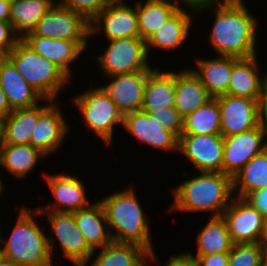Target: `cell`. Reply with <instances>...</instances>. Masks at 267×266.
<instances>
[{
	"mask_svg": "<svg viewBox=\"0 0 267 266\" xmlns=\"http://www.w3.org/2000/svg\"><path fill=\"white\" fill-rule=\"evenodd\" d=\"M208 10L215 18L207 41L217 56L250 58L257 55L258 19L243 0H225L199 10L196 15L203 11L209 13Z\"/></svg>",
	"mask_w": 267,
	"mask_h": 266,
	"instance_id": "cell-1",
	"label": "cell"
},
{
	"mask_svg": "<svg viewBox=\"0 0 267 266\" xmlns=\"http://www.w3.org/2000/svg\"><path fill=\"white\" fill-rule=\"evenodd\" d=\"M172 188L170 210L177 212H210L221 216L234 197L232 178L223 172H199Z\"/></svg>",
	"mask_w": 267,
	"mask_h": 266,
	"instance_id": "cell-2",
	"label": "cell"
},
{
	"mask_svg": "<svg viewBox=\"0 0 267 266\" xmlns=\"http://www.w3.org/2000/svg\"><path fill=\"white\" fill-rule=\"evenodd\" d=\"M133 188V185L129 188L125 187L99 201L106 215L112 241L137 244L152 254L155 249L151 242L148 217H146Z\"/></svg>",
	"mask_w": 267,
	"mask_h": 266,
	"instance_id": "cell-3",
	"label": "cell"
},
{
	"mask_svg": "<svg viewBox=\"0 0 267 266\" xmlns=\"http://www.w3.org/2000/svg\"><path fill=\"white\" fill-rule=\"evenodd\" d=\"M39 215L36 208L21 207L11 234L2 239L5 258L20 266H54L45 226L42 228L35 219Z\"/></svg>",
	"mask_w": 267,
	"mask_h": 266,
	"instance_id": "cell-4",
	"label": "cell"
},
{
	"mask_svg": "<svg viewBox=\"0 0 267 266\" xmlns=\"http://www.w3.org/2000/svg\"><path fill=\"white\" fill-rule=\"evenodd\" d=\"M29 85L45 99L58 100L71 79L52 61L36 53L23 39L5 55Z\"/></svg>",
	"mask_w": 267,
	"mask_h": 266,
	"instance_id": "cell-5",
	"label": "cell"
},
{
	"mask_svg": "<svg viewBox=\"0 0 267 266\" xmlns=\"http://www.w3.org/2000/svg\"><path fill=\"white\" fill-rule=\"evenodd\" d=\"M85 90L72 97L73 105L80 109L84 125L109 146L113 143L115 126L123 127L124 116L99 85Z\"/></svg>",
	"mask_w": 267,
	"mask_h": 266,
	"instance_id": "cell-6",
	"label": "cell"
},
{
	"mask_svg": "<svg viewBox=\"0 0 267 266\" xmlns=\"http://www.w3.org/2000/svg\"><path fill=\"white\" fill-rule=\"evenodd\" d=\"M107 48L97 56L100 69L106 77L154 69L149 62L146 41L140 37L108 41Z\"/></svg>",
	"mask_w": 267,
	"mask_h": 266,
	"instance_id": "cell-7",
	"label": "cell"
},
{
	"mask_svg": "<svg viewBox=\"0 0 267 266\" xmlns=\"http://www.w3.org/2000/svg\"><path fill=\"white\" fill-rule=\"evenodd\" d=\"M48 220L51 227L50 235L54 234L55 238L48 236V245L51 256L56 241L59 242L63 255L68 258L73 266H85L90 261L93 250L85 241L84 235L76 226L73 213L57 211H39Z\"/></svg>",
	"mask_w": 267,
	"mask_h": 266,
	"instance_id": "cell-8",
	"label": "cell"
},
{
	"mask_svg": "<svg viewBox=\"0 0 267 266\" xmlns=\"http://www.w3.org/2000/svg\"><path fill=\"white\" fill-rule=\"evenodd\" d=\"M26 35L68 41H89L90 23L79 13L62 6L58 0Z\"/></svg>",
	"mask_w": 267,
	"mask_h": 266,
	"instance_id": "cell-9",
	"label": "cell"
},
{
	"mask_svg": "<svg viewBox=\"0 0 267 266\" xmlns=\"http://www.w3.org/2000/svg\"><path fill=\"white\" fill-rule=\"evenodd\" d=\"M224 151L222 172L233 178L254 156L267 148V127H258L231 136L223 137Z\"/></svg>",
	"mask_w": 267,
	"mask_h": 266,
	"instance_id": "cell-10",
	"label": "cell"
},
{
	"mask_svg": "<svg viewBox=\"0 0 267 266\" xmlns=\"http://www.w3.org/2000/svg\"><path fill=\"white\" fill-rule=\"evenodd\" d=\"M221 216L233 244L261 242L265 218L244 198L234 196Z\"/></svg>",
	"mask_w": 267,
	"mask_h": 266,
	"instance_id": "cell-11",
	"label": "cell"
},
{
	"mask_svg": "<svg viewBox=\"0 0 267 266\" xmlns=\"http://www.w3.org/2000/svg\"><path fill=\"white\" fill-rule=\"evenodd\" d=\"M125 2H109L101 13L90 22V37L93 38L99 33L100 35L104 34L108 41L140 37L136 3L132 8Z\"/></svg>",
	"mask_w": 267,
	"mask_h": 266,
	"instance_id": "cell-12",
	"label": "cell"
},
{
	"mask_svg": "<svg viewBox=\"0 0 267 266\" xmlns=\"http://www.w3.org/2000/svg\"><path fill=\"white\" fill-rule=\"evenodd\" d=\"M223 151L221 134H182L179 137L178 152L199 172H222Z\"/></svg>",
	"mask_w": 267,
	"mask_h": 266,
	"instance_id": "cell-13",
	"label": "cell"
},
{
	"mask_svg": "<svg viewBox=\"0 0 267 266\" xmlns=\"http://www.w3.org/2000/svg\"><path fill=\"white\" fill-rule=\"evenodd\" d=\"M123 128L138 142L167 152H178L179 138L165 129L155 112L134 111L124 115Z\"/></svg>",
	"mask_w": 267,
	"mask_h": 266,
	"instance_id": "cell-14",
	"label": "cell"
},
{
	"mask_svg": "<svg viewBox=\"0 0 267 266\" xmlns=\"http://www.w3.org/2000/svg\"><path fill=\"white\" fill-rule=\"evenodd\" d=\"M43 174L54 201L43 206L44 208L37 207L38 211L73 213L91 204L86 197L85 185L80 178L64 172L50 175L43 172Z\"/></svg>",
	"mask_w": 267,
	"mask_h": 266,
	"instance_id": "cell-15",
	"label": "cell"
},
{
	"mask_svg": "<svg viewBox=\"0 0 267 266\" xmlns=\"http://www.w3.org/2000/svg\"><path fill=\"white\" fill-rule=\"evenodd\" d=\"M215 98L220 108L223 137L242 133L261 124L258 99L227 94Z\"/></svg>",
	"mask_w": 267,
	"mask_h": 266,
	"instance_id": "cell-16",
	"label": "cell"
},
{
	"mask_svg": "<svg viewBox=\"0 0 267 266\" xmlns=\"http://www.w3.org/2000/svg\"><path fill=\"white\" fill-rule=\"evenodd\" d=\"M152 70L115 74L107 77L111 82L100 87L124 116L142 109L146 82Z\"/></svg>",
	"mask_w": 267,
	"mask_h": 266,
	"instance_id": "cell-17",
	"label": "cell"
},
{
	"mask_svg": "<svg viewBox=\"0 0 267 266\" xmlns=\"http://www.w3.org/2000/svg\"><path fill=\"white\" fill-rule=\"evenodd\" d=\"M61 111L58 100H54L39 116L32 132L30 144L47 158L56 153L69 134L68 122Z\"/></svg>",
	"mask_w": 267,
	"mask_h": 266,
	"instance_id": "cell-18",
	"label": "cell"
},
{
	"mask_svg": "<svg viewBox=\"0 0 267 266\" xmlns=\"http://www.w3.org/2000/svg\"><path fill=\"white\" fill-rule=\"evenodd\" d=\"M36 53L54 62L70 79L71 65L86 52L88 41H68L51 39L36 35L22 38Z\"/></svg>",
	"mask_w": 267,
	"mask_h": 266,
	"instance_id": "cell-19",
	"label": "cell"
},
{
	"mask_svg": "<svg viewBox=\"0 0 267 266\" xmlns=\"http://www.w3.org/2000/svg\"><path fill=\"white\" fill-rule=\"evenodd\" d=\"M194 11L179 7L163 25L154 32L146 41V49L148 56L151 48L166 51L176 50L181 48L186 42L190 34Z\"/></svg>",
	"mask_w": 267,
	"mask_h": 266,
	"instance_id": "cell-20",
	"label": "cell"
},
{
	"mask_svg": "<svg viewBox=\"0 0 267 266\" xmlns=\"http://www.w3.org/2000/svg\"><path fill=\"white\" fill-rule=\"evenodd\" d=\"M0 86L12 110L34 107L45 99L27 83L5 55L0 56Z\"/></svg>",
	"mask_w": 267,
	"mask_h": 266,
	"instance_id": "cell-21",
	"label": "cell"
},
{
	"mask_svg": "<svg viewBox=\"0 0 267 266\" xmlns=\"http://www.w3.org/2000/svg\"><path fill=\"white\" fill-rule=\"evenodd\" d=\"M212 98L190 67L175 72L174 107L183 118L205 105Z\"/></svg>",
	"mask_w": 267,
	"mask_h": 266,
	"instance_id": "cell-22",
	"label": "cell"
},
{
	"mask_svg": "<svg viewBox=\"0 0 267 266\" xmlns=\"http://www.w3.org/2000/svg\"><path fill=\"white\" fill-rule=\"evenodd\" d=\"M54 100L44 99L45 104H38L30 108L14 109L3 120L2 144L21 145L30 144L32 132L38 122L40 114ZM47 103V104H46Z\"/></svg>",
	"mask_w": 267,
	"mask_h": 266,
	"instance_id": "cell-23",
	"label": "cell"
},
{
	"mask_svg": "<svg viewBox=\"0 0 267 266\" xmlns=\"http://www.w3.org/2000/svg\"><path fill=\"white\" fill-rule=\"evenodd\" d=\"M73 217L76 226L93 251L113 242L108 230L106 215L99 200L91 203L87 208L73 212Z\"/></svg>",
	"mask_w": 267,
	"mask_h": 266,
	"instance_id": "cell-24",
	"label": "cell"
},
{
	"mask_svg": "<svg viewBox=\"0 0 267 266\" xmlns=\"http://www.w3.org/2000/svg\"><path fill=\"white\" fill-rule=\"evenodd\" d=\"M257 56L232 57V75L227 95L259 99L264 74H260ZM261 75V76H260Z\"/></svg>",
	"mask_w": 267,
	"mask_h": 266,
	"instance_id": "cell-25",
	"label": "cell"
},
{
	"mask_svg": "<svg viewBox=\"0 0 267 266\" xmlns=\"http://www.w3.org/2000/svg\"><path fill=\"white\" fill-rule=\"evenodd\" d=\"M194 62L197 68L191 69L213 98L228 92L232 75L231 56H216L212 59L195 58Z\"/></svg>",
	"mask_w": 267,
	"mask_h": 266,
	"instance_id": "cell-26",
	"label": "cell"
},
{
	"mask_svg": "<svg viewBox=\"0 0 267 266\" xmlns=\"http://www.w3.org/2000/svg\"><path fill=\"white\" fill-rule=\"evenodd\" d=\"M175 72L154 68L148 75L145 86L142 111H162L174 107Z\"/></svg>",
	"mask_w": 267,
	"mask_h": 266,
	"instance_id": "cell-27",
	"label": "cell"
},
{
	"mask_svg": "<svg viewBox=\"0 0 267 266\" xmlns=\"http://www.w3.org/2000/svg\"><path fill=\"white\" fill-rule=\"evenodd\" d=\"M96 252L97 250H94L90 257L93 261L85 266H144L151 256V253L140 245L116 242L101 248L98 254Z\"/></svg>",
	"mask_w": 267,
	"mask_h": 266,
	"instance_id": "cell-28",
	"label": "cell"
},
{
	"mask_svg": "<svg viewBox=\"0 0 267 266\" xmlns=\"http://www.w3.org/2000/svg\"><path fill=\"white\" fill-rule=\"evenodd\" d=\"M47 156L31 144L11 145L2 144L0 166L6 173L18 179H24L41 159Z\"/></svg>",
	"mask_w": 267,
	"mask_h": 266,
	"instance_id": "cell-29",
	"label": "cell"
},
{
	"mask_svg": "<svg viewBox=\"0 0 267 266\" xmlns=\"http://www.w3.org/2000/svg\"><path fill=\"white\" fill-rule=\"evenodd\" d=\"M55 0H11L9 22L22 39L55 4Z\"/></svg>",
	"mask_w": 267,
	"mask_h": 266,
	"instance_id": "cell-30",
	"label": "cell"
},
{
	"mask_svg": "<svg viewBox=\"0 0 267 266\" xmlns=\"http://www.w3.org/2000/svg\"><path fill=\"white\" fill-rule=\"evenodd\" d=\"M178 8L174 0H137L140 38L147 41Z\"/></svg>",
	"mask_w": 267,
	"mask_h": 266,
	"instance_id": "cell-31",
	"label": "cell"
},
{
	"mask_svg": "<svg viewBox=\"0 0 267 266\" xmlns=\"http://www.w3.org/2000/svg\"><path fill=\"white\" fill-rule=\"evenodd\" d=\"M235 197L246 198L251 192L267 187V148L249 160L232 178Z\"/></svg>",
	"mask_w": 267,
	"mask_h": 266,
	"instance_id": "cell-32",
	"label": "cell"
},
{
	"mask_svg": "<svg viewBox=\"0 0 267 266\" xmlns=\"http://www.w3.org/2000/svg\"><path fill=\"white\" fill-rule=\"evenodd\" d=\"M195 255L230 252L233 246L227 225L222 216L211 217L197 233Z\"/></svg>",
	"mask_w": 267,
	"mask_h": 266,
	"instance_id": "cell-33",
	"label": "cell"
},
{
	"mask_svg": "<svg viewBox=\"0 0 267 266\" xmlns=\"http://www.w3.org/2000/svg\"><path fill=\"white\" fill-rule=\"evenodd\" d=\"M182 134H221V113L218 100L212 98L205 105L184 117Z\"/></svg>",
	"mask_w": 267,
	"mask_h": 266,
	"instance_id": "cell-34",
	"label": "cell"
},
{
	"mask_svg": "<svg viewBox=\"0 0 267 266\" xmlns=\"http://www.w3.org/2000/svg\"><path fill=\"white\" fill-rule=\"evenodd\" d=\"M265 256L261 243L233 244L228 266H264Z\"/></svg>",
	"mask_w": 267,
	"mask_h": 266,
	"instance_id": "cell-35",
	"label": "cell"
},
{
	"mask_svg": "<svg viewBox=\"0 0 267 266\" xmlns=\"http://www.w3.org/2000/svg\"><path fill=\"white\" fill-rule=\"evenodd\" d=\"M58 2L81 14L89 23L109 4L107 0H59Z\"/></svg>",
	"mask_w": 267,
	"mask_h": 266,
	"instance_id": "cell-36",
	"label": "cell"
},
{
	"mask_svg": "<svg viewBox=\"0 0 267 266\" xmlns=\"http://www.w3.org/2000/svg\"><path fill=\"white\" fill-rule=\"evenodd\" d=\"M159 122L178 138L183 131V117L175 107H167L162 111H154Z\"/></svg>",
	"mask_w": 267,
	"mask_h": 266,
	"instance_id": "cell-37",
	"label": "cell"
},
{
	"mask_svg": "<svg viewBox=\"0 0 267 266\" xmlns=\"http://www.w3.org/2000/svg\"><path fill=\"white\" fill-rule=\"evenodd\" d=\"M21 38L14 32L9 21H0V55L4 56L15 47Z\"/></svg>",
	"mask_w": 267,
	"mask_h": 266,
	"instance_id": "cell-38",
	"label": "cell"
},
{
	"mask_svg": "<svg viewBox=\"0 0 267 266\" xmlns=\"http://www.w3.org/2000/svg\"><path fill=\"white\" fill-rule=\"evenodd\" d=\"M188 253L197 259L199 266H228L229 252L196 256L190 251Z\"/></svg>",
	"mask_w": 267,
	"mask_h": 266,
	"instance_id": "cell-39",
	"label": "cell"
},
{
	"mask_svg": "<svg viewBox=\"0 0 267 266\" xmlns=\"http://www.w3.org/2000/svg\"><path fill=\"white\" fill-rule=\"evenodd\" d=\"M245 200L257 209L264 218L267 217V187L251 192Z\"/></svg>",
	"mask_w": 267,
	"mask_h": 266,
	"instance_id": "cell-40",
	"label": "cell"
},
{
	"mask_svg": "<svg viewBox=\"0 0 267 266\" xmlns=\"http://www.w3.org/2000/svg\"><path fill=\"white\" fill-rule=\"evenodd\" d=\"M174 1L176 3L178 2L177 3L178 7H181L179 6V3H181V5L183 4L182 8L186 6V9L194 11L196 13L201 9L220 4L225 0H174Z\"/></svg>",
	"mask_w": 267,
	"mask_h": 266,
	"instance_id": "cell-41",
	"label": "cell"
},
{
	"mask_svg": "<svg viewBox=\"0 0 267 266\" xmlns=\"http://www.w3.org/2000/svg\"><path fill=\"white\" fill-rule=\"evenodd\" d=\"M163 266H199L197 259L188 252L170 256Z\"/></svg>",
	"mask_w": 267,
	"mask_h": 266,
	"instance_id": "cell-42",
	"label": "cell"
},
{
	"mask_svg": "<svg viewBox=\"0 0 267 266\" xmlns=\"http://www.w3.org/2000/svg\"><path fill=\"white\" fill-rule=\"evenodd\" d=\"M265 73L263 76L261 93L258 99V107L260 121L267 127V72Z\"/></svg>",
	"mask_w": 267,
	"mask_h": 266,
	"instance_id": "cell-43",
	"label": "cell"
},
{
	"mask_svg": "<svg viewBox=\"0 0 267 266\" xmlns=\"http://www.w3.org/2000/svg\"><path fill=\"white\" fill-rule=\"evenodd\" d=\"M11 112L12 109L10 108L6 95L0 86V118L4 120Z\"/></svg>",
	"mask_w": 267,
	"mask_h": 266,
	"instance_id": "cell-44",
	"label": "cell"
},
{
	"mask_svg": "<svg viewBox=\"0 0 267 266\" xmlns=\"http://www.w3.org/2000/svg\"><path fill=\"white\" fill-rule=\"evenodd\" d=\"M11 0H0V21H9Z\"/></svg>",
	"mask_w": 267,
	"mask_h": 266,
	"instance_id": "cell-45",
	"label": "cell"
},
{
	"mask_svg": "<svg viewBox=\"0 0 267 266\" xmlns=\"http://www.w3.org/2000/svg\"><path fill=\"white\" fill-rule=\"evenodd\" d=\"M260 243L265 248V251L267 253V217L265 218L264 231H263V235H262V238H261V242Z\"/></svg>",
	"mask_w": 267,
	"mask_h": 266,
	"instance_id": "cell-46",
	"label": "cell"
},
{
	"mask_svg": "<svg viewBox=\"0 0 267 266\" xmlns=\"http://www.w3.org/2000/svg\"><path fill=\"white\" fill-rule=\"evenodd\" d=\"M0 266H20L18 264H15L13 261L4 258V260L0 263Z\"/></svg>",
	"mask_w": 267,
	"mask_h": 266,
	"instance_id": "cell-47",
	"label": "cell"
},
{
	"mask_svg": "<svg viewBox=\"0 0 267 266\" xmlns=\"http://www.w3.org/2000/svg\"><path fill=\"white\" fill-rule=\"evenodd\" d=\"M156 252H154V253H152L151 254V256H150V260L144 265V266H153V265H151L152 264V261H153V263L154 262H159V261H157V255L155 254ZM156 260V261H155ZM151 262V263H150Z\"/></svg>",
	"mask_w": 267,
	"mask_h": 266,
	"instance_id": "cell-48",
	"label": "cell"
},
{
	"mask_svg": "<svg viewBox=\"0 0 267 266\" xmlns=\"http://www.w3.org/2000/svg\"><path fill=\"white\" fill-rule=\"evenodd\" d=\"M4 183L2 175L0 174V197L3 195V191L5 190L6 185H4Z\"/></svg>",
	"mask_w": 267,
	"mask_h": 266,
	"instance_id": "cell-49",
	"label": "cell"
},
{
	"mask_svg": "<svg viewBox=\"0 0 267 266\" xmlns=\"http://www.w3.org/2000/svg\"><path fill=\"white\" fill-rule=\"evenodd\" d=\"M5 258V254L3 252V249H2V245L0 246V263L4 260Z\"/></svg>",
	"mask_w": 267,
	"mask_h": 266,
	"instance_id": "cell-50",
	"label": "cell"
},
{
	"mask_svg": "<svg viewBox=\"0 0 267 266\" xmlns=\"http://www.w3.org/2000/svg\"><path fill=\"white\" fill-rule=\"evenodd\" d=\"M3 139H2V131H0V153H1V145H2Z\"/></svg>",
	"mask_w": 267,
	"mask_h": 266,
	"instance_id": "cell-51",
	"label": "cell"
},
{
	"mask_svg": "<svg viewBox=\"0 0 267 266\" xmlns=\"http://www.w3.org/2000/svg\"><path fill=\"white\" fill-rule=\"evenodd\" d=\"M0 226H1V224H0ZM3 235H2V231H1V229H0V246L2 245V237Z\"/></svg>",
	"mask_w": 267,
	"mask_h": 266,
	"instance_id": "cell-52",
	"label": "cell"
},
{
	"mask_svg": "<svg viewBox=\"0 0 267 266\" xmlns=\"http://www.w3.org/2000/svg\"><path fill=\"white\" fill-rule=\"evenodd\" d=\"M108 2H121V1H125V0H107Z\"/></svg>",
	"mask_w": 267,
	"mask_h": 266,
	"instance_id": "cell-53",
	"label": "cell"
},
{
	"mask_svg": "<svg viewBox=\"0 0 267 266\" xmlns=\"http://www.w3.org/2000/svg\"><path fill=\"white\" fill-rule=\"evenodd\" d=\"M3 120L0 118V131H2Z\"/></svg>",
	"mask_w": 267,
	"mask_h": 266,
	"instance_id": "cell-54",
	"label": "cell"
},
{
	"mask_svg": "<svg viewBox=\"0 0 267 266\" xmlns=\"http://www.w3.org/2000/svg\"><path fill=\"white\" fill-rule=\"evenodd\" d=\"M264 266H267V253H266V256H265V260H264Z\"/></svg>",
	"mask_w": 267,
	"mask_h": 266,
	"instance_id": "cell-55",
	"label": "cell"
}]
</instances>
